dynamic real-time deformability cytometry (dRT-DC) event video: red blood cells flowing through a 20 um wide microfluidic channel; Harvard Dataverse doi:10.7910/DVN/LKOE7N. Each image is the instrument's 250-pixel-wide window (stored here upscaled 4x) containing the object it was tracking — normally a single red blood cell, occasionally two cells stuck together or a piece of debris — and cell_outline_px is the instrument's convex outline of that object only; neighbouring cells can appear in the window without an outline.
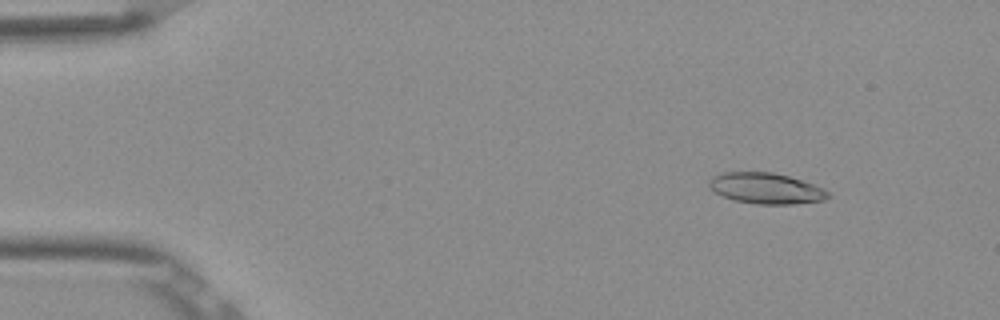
{"species": "Egyptian fruit bat (a non-hibernating species)", "species_latin": "Rousettus aegyptiacus", "temperature_condition": "room temperature", "stored_images_in_passage": 53, "camera_frame_rate_fps": 3000, "um_per_image_px": 0.085, "frame": {"image": 1, "passage_image": 7, "time_ms": 2.0, "image_size_px": [1000, 320], "cell_outline_px": [[832, 196], [824, 200], [792, 204], [756, 204], [736, 200], [724, 196], [708, 188], [708, 184], [712, 176], [724, 172], [772, 172], [788, 176], [824, 188]], "centroid_in_image_um": [65.11, 16.01], "position_along_channel_um": 19.9, "area_um2": 21.27}}
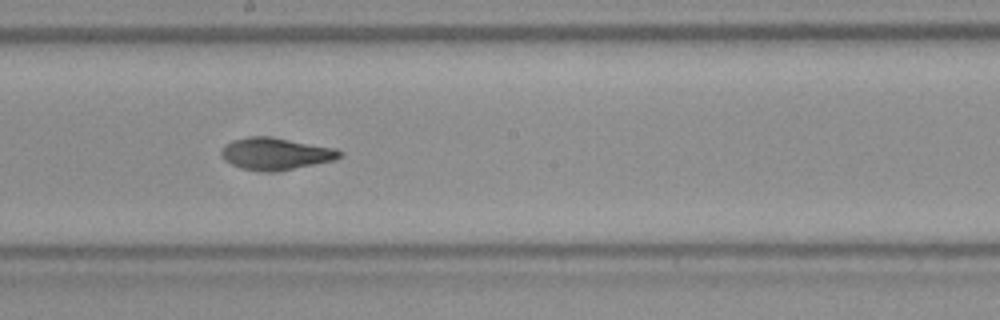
{"frame": {"image": 2, "passage_image": 30, "time_ms": 9.667, "image_size_px": [1000, 320], "cell_outline_px": [[344, 156], [336, 160], [292, 168], [240, 168], [224, 160], [220, 156], [220, 148], [224, 144], [232, 140], [248, 136], [268, 136], [336, 148], [344, 152]], "centroid_in_image_um": [23.44, 13.0], "position_along_channel_um": 224.8, "area_um2": 21.44}}
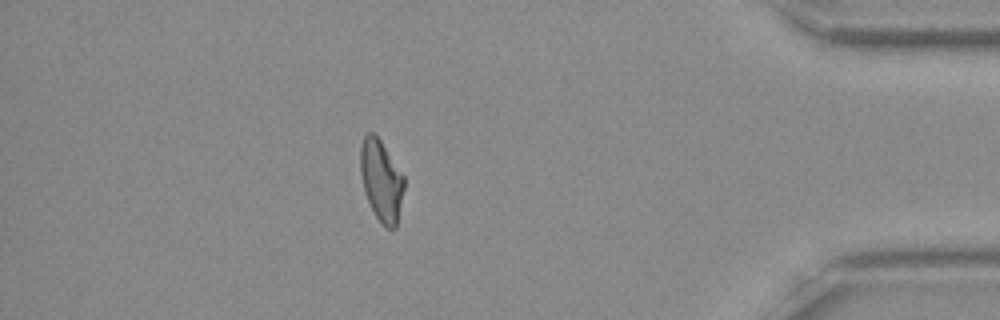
{"frame": {"image": 3, "passage_image": 47, "time_ms": 15.333, "image_size_px": [1000, 320], "cell_outline_px": [[404, 188], [396, 228], [388, 228], [376, 216], [364, 192], [360, 172], [360, 144], [364, 136], [368, 132], [372, 132], [380, 140], [404, 176]], "centroid_in_image_um": [32.39, 15.31], "position_along_channel_um": 402.8, "area_um2": 20.4}, "authors_computed_cell_mechanics": {"area_um2": 21.4438, "velocity_mm_per_s": 3.88, "shape_relaxation_time_tau1_ms": null, "shape_relaxation_time_tau2_ms": 3.2645, "deformation_change_tau1": null, "deformation_change_tau2": 0.1055}}